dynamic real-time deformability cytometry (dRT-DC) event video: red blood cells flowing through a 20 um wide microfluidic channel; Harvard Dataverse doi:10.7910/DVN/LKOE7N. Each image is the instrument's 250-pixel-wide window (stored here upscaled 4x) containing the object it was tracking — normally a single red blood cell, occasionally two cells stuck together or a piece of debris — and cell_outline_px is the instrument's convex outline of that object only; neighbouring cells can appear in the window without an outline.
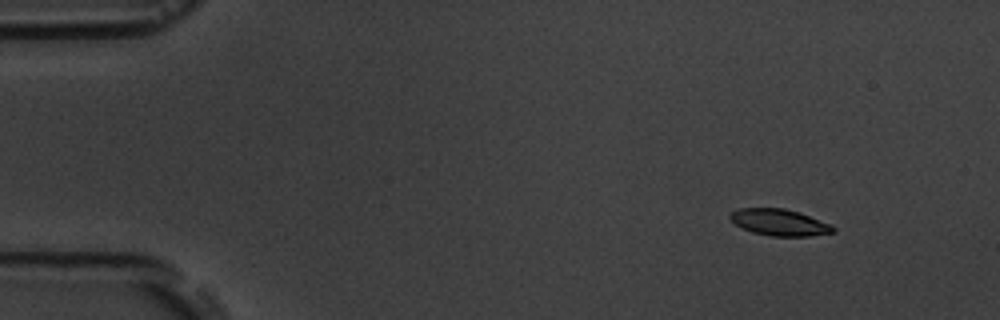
{"species": "common noctule bat (a hibernating species)", "species_latin": "Nyctalus noctula", "temperature_condition": "room temperature", "stored_images_in_passage": 4, "camera_frame_rate_fps": 3000, "um_per_image_px": 0.085, "animal": {"sex": "male", "body_mass_g": 19.5, "forearm_length_mm": 54.6}, "frame": {"image": 1, "passage_image": 1, "time_ms": 0.0, "image_size_px": [1000, 320], "cell_outline_px": [[836, 232], [808, 236], [772, 236], [752, 232], [736, 224], [728, 216], [732, 212], [740, 208], [784, 208], [800, 212], [832, 224], [836, 228]], "centroid_in_image_um": [66.31, 18.9], "position_along_channel_um": 18.7, "area_um2": 15.95}}
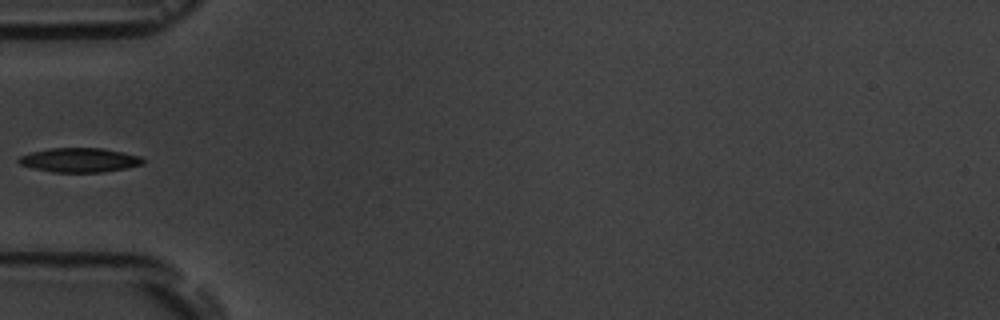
{"frame": {"image": 2, "passage_image": 4, "time_ms": 4.333, "image_size_px": [1000, 320], "cell_outline_px": [[144, 164], [104, 172], [52, 172], [32, 168], [20, 164], [16, 160], [20, 156], [32, 152], [48, 148], [104, 148], [140, 156], [144, 160]], "centroid_in_image_um": [6.74, 13.6], "position_along_channel_um": 78.3, "area_um2": 17.57}}